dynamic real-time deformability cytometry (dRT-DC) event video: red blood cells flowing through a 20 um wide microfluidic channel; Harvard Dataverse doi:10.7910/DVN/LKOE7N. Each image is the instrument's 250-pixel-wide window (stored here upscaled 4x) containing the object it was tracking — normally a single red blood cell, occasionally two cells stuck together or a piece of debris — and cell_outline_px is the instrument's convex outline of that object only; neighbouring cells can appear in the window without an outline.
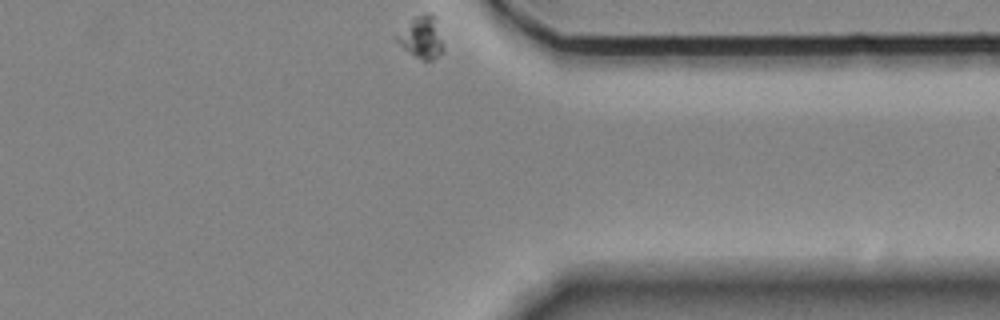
{"species": "Egyptian fruit bat (a non-hibernating species)", "species_latin": "Rousettus aegyptiacus", "temperature_condition": "room temperature", "stored_images_in_passage": 37, "camera_frame_rate_fps": 3000, "um_per_image_px": 0.085, "animal": {"sex": "female"}, "frame": {"image": 1, "passage_image": 37, "time_ms": 12.0, "image_size_px": [1000, 320], "cell_outline_px": [[444, 52], [432, 60], [424, 60], [412, 56], [396, 40], [396, 36], [416, 16], [432, 16], [444, 48]], "centroid_in_image_um": [35.83, 3.28], "position_along_channel_um": 375.6, "area_um2": 10.52}}